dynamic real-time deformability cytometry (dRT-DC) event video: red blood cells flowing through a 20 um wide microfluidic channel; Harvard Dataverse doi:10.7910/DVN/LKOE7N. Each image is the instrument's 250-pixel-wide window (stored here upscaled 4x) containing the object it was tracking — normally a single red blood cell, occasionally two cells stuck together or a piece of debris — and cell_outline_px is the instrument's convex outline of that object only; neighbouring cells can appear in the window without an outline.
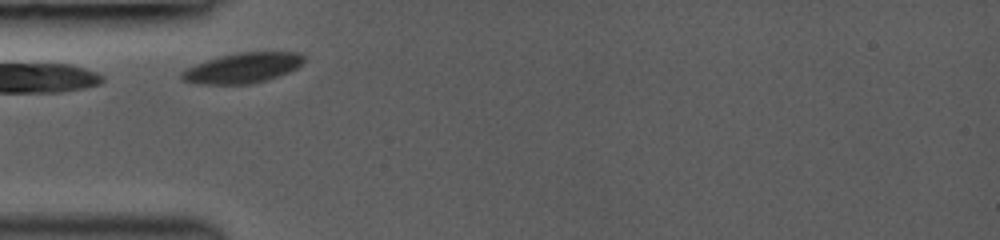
{"species": "common noctule bat (a hibernating species)", "species_latin": "Nyctalus noctula", "temperature_condition": "room temperature", "stored_images_in_passage": 8, "camera_frame_rate_fps": 3000, "um_per_image_px": 0.085, "animal": {"sex": "female", "body_mass_g": 19.0, "forearm_length_mm": 53.3}, "frame": {"image": 1, "passage_image": 3, "time_ms": 0.333, "image_size_px": [1000, 240], "cell_outline_px": [[304, 60], [296, 68], [288, 72], [268, 80], [248, 84], [196, 84], [180, 80], [180, 72], [196, 64], [220, 56], [240, 52], [300, 52], [304, 56]], "centroid_in_image_um": [20.6, 5.78], "position_along_channel_um": 64.4, "area_um2": 21.44}}
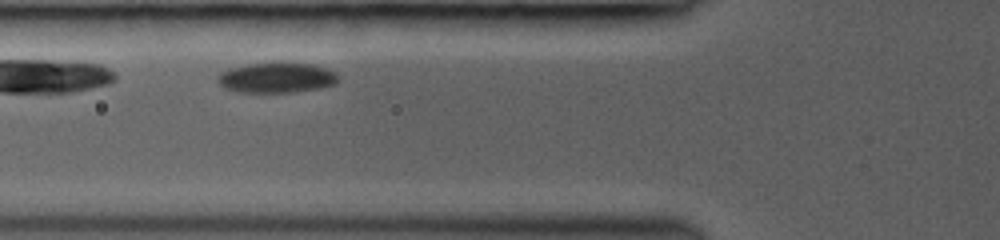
{"frame": {"image": 2, "passage_image": 7, "time_ms": 1.333, "image_size_px": [1000, 240], "cell_outline_px": [[340, 80], [336, 84], [320, 88], [296, 92], [240, 92], [224, 88], [216, 80], [216, 76], [220, 72], [228, 68], [248, 64], [312, 64], [328, 68], [336, 72]], "centroid_in_image_um": [23.52, 6.62], "position_along_channel_um": 102.3, "area_um2": 21.21}}